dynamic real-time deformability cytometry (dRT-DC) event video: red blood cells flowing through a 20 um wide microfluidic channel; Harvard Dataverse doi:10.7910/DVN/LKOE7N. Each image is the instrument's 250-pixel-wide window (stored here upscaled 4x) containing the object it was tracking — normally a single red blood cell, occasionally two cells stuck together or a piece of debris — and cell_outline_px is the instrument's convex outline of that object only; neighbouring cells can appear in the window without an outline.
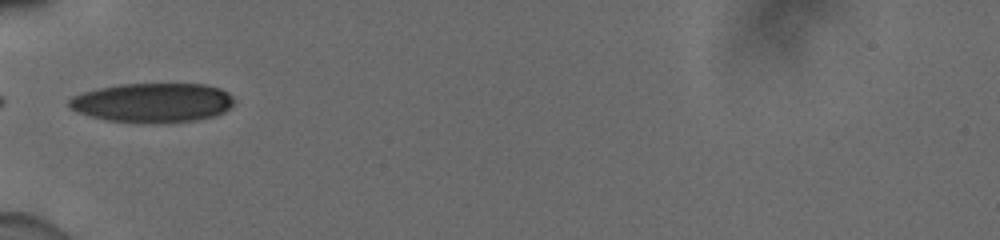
{"species": "human", "species_latin": "Homo sapiens", "temperature_condition": "cold", "stored_images_in_passage": 35, "camera_frame_rate_fps": 3000, "um_per_image_px": 0.085, "donor": {"sex": "male"}, "frame": {"image": 1, "passage_image": 1, "time_ms": 0.0, "image_size_px": [1000, 240], "cell_outline_px": [[236, 100], [224, 112], [212, 116], [196, 120], [108, 120], [92, 116], [80, 112], [72, 108], [68, 104], [68, 100], [72, 96], [84, 92], [100, 88], [120, 84], [204, 84], [220, 88], [228, 92]], "centroid_in_image_um": [13.01, 8.67], "position_along_channel_um": 72.0, "area_um2": 36.47}}
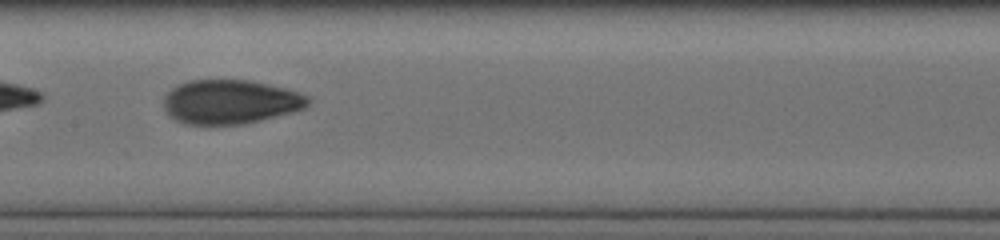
{"frame": {"image": 2, "passage_image": 10, "time_ms": 3.0, "image_size_px": [1000, 240], "cell_outline_px": [[312, 100], [304, 108], [256, 120], [236, 124], [188, 124], [176, 120], [164, 108], [164, 96], [172, 88], [188, 80], [252, 80], [288, 88], [308, 96]], "centroid_in_image_um": [19.57, 8.62], "position_along_channel_um": 187.8, "area_um2": 36.65}}
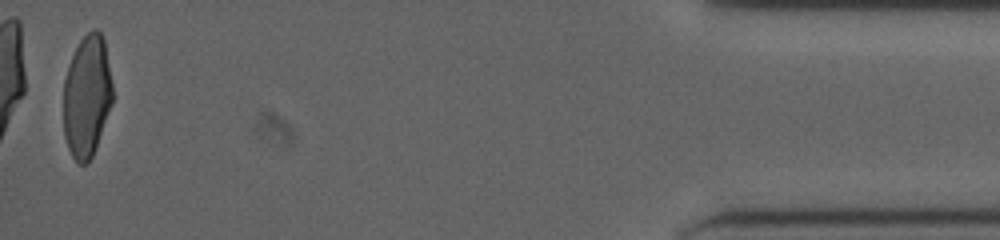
{"frame": {"image": 3, "passage_image": 34, "time_ms": 11.0, "image_size_px": [1000, 240], "cell_outline_px": [[112, 104], [92, 156], [84, 164], [80, 164], [72, 156], [68, 148], [64, 136], [64, 80], [72, 56], [80, 40], [92, 28], [96, 28], [104, 36], [112, 84]], "centroid_in_image_um": [7.39, 8.14], "position_along_channel_um": 427.8, "area_um2": 34.74}, "authors_computed_cell_mechanics": {"area_um2": 36.6452, "velocity_mm_per_s": 3.9293, "shape_relaxation_time_tau1_ms": 6.205, "shape_relaxation_time_tau2_ms": 1.3158, "deformation_change_tau1": 0.1996, "deformation_change_tau2": 0.0588}}